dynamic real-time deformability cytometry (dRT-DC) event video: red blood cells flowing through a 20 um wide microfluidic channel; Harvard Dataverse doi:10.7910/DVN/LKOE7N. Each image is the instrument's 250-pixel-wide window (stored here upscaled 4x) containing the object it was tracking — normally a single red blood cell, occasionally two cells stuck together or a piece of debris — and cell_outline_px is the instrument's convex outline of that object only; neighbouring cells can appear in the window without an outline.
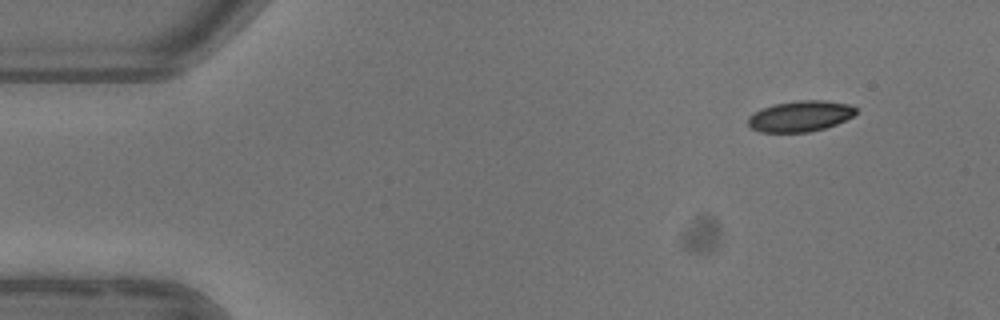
{"species": "common noctule bat (a hibernating species)", "species_latin": "Nyctalus noctula", "temperature_condition": "warm", "stored_images_in_passage": 4, "camera_frame_rate_fps": 3000, "um_per_image_px": 0.085, "animal": {"sex": "female"}, "frame": {"image": 1, "passage_image": 1, "time_ms": 0.0, "image_size_px": [1000, 320], "cell_outline_px": [[856, 112], [852, 116], [836, 124], [824, 128], [808, 132], [760, 132], [752, 128], [748, 124], [748, 116], [760, 108], [772, 104], [800, 100], [824, 100], [852, 104], [856, 108]], "centroid_in_image_um": [68.0, 9.86], "position_along_channel_um": 17.0, "area_um2": 19.48}}
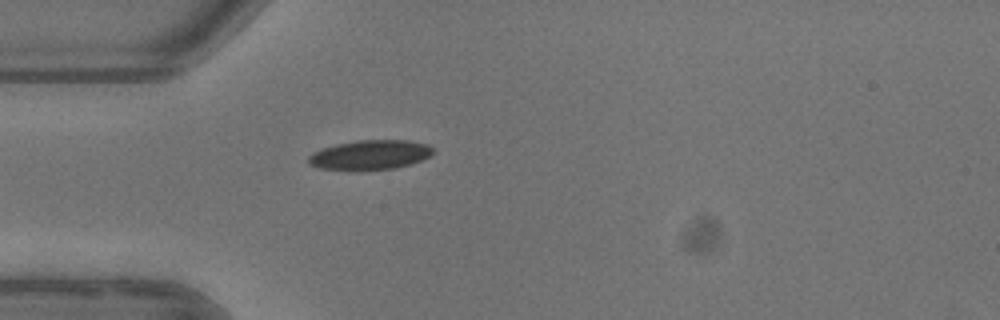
{"frame": {"image": 2, "passage_image": 4, "time_ms": 3.333, "image_size_px": [1000, 320], "cell_outline_px": [[432, 152], [428, 156], [420, 160], [396, 168], [360, 172], [352, 172], [320, 168], [308, 164], [308, 156], [312, 152], [336, 144], [360, 140], [408, 140], [428, 144], [432, 148]], "centroid_in_image_um": [31.39, 13.19], "position_along_channel_um": 53.6, "area_um2": 21.85}}